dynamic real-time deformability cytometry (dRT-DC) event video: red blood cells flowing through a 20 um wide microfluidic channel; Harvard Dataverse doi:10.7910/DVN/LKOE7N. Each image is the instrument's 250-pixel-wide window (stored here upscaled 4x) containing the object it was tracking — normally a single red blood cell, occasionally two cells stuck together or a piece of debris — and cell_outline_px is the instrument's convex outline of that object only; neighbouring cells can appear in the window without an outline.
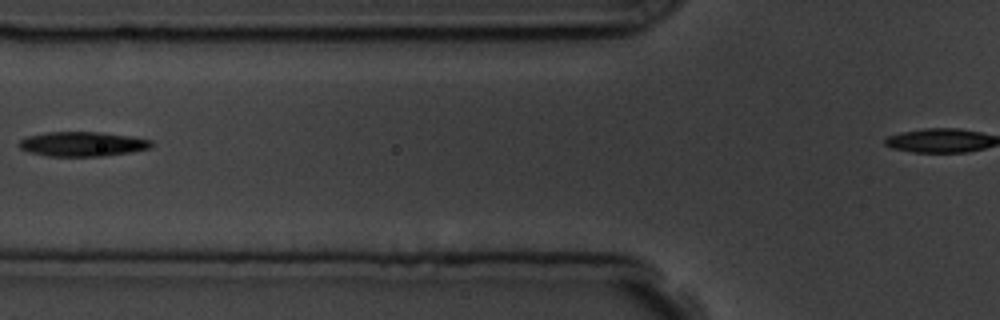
{"species": "common noctule bat (a hibernating species)", "species_latin": "Nyctalus noctula", "temperature_condition": "room temperature", "stored_images_in_passage": 3, "camera_frame_rate_fps": 3000, "um_per_image_px": 0.085, "animal": {"sex": "male", "body_mass_g": 19.5, "forearm_length_mm": 54.6}, "frame": {"image": 1, "passage_image": 3, "time_ms": 2.333, "image_size_px": [1000, 320], "cell_outline_px": [[152, 148], [132, 152], [104, 156], [48, 156], [28, 152], [20, 148], [16, 144], [20, 140], [28, 136], [48, 132], [100, 132], [132, 136], [152, 140]], "centroid_in_image_um": [7.02, 12.24], "position_along_channel_um": 118.8, "area_um2": 19.13}}